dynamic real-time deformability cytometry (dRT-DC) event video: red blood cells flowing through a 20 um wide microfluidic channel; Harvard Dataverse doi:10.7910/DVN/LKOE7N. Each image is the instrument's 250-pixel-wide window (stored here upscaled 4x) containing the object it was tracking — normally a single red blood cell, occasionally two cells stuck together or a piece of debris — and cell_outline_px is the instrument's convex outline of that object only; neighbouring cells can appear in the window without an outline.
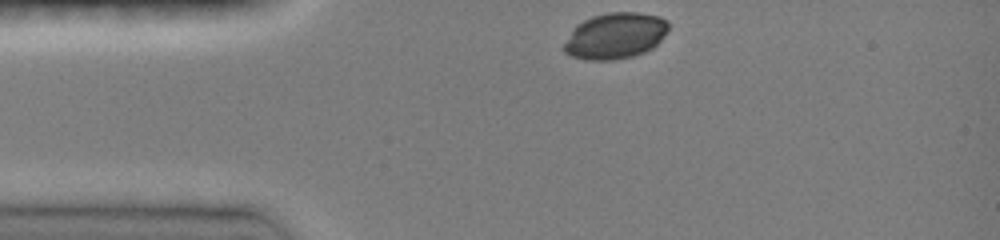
{"species": "common noctule bat (a hibernating species)", "species_latin": "Nyctalus noctula", "temperature_condition": "room temperature", "stored_images_in_passage": 3, "camera_frame_rate_fps": 3000, "um_per_image_px": 0.085, "animal": {"sex": "female", "body_mass_g": 19.0, "forearm_length_mm": 51.5}, "frame": {"image": 1, "passage_image": 1, "time_ms": 0.0, "image_size_px": [1000, 240], "cell_outline_px": [[668, 28], [660, 40], [652, 48], [644, 52], [632, 56], [612, 60], [584, 60], [572, 56], [564, 52], [564, 44], [572, 28], [576, 24], [592, 16], [608, 12], [636, 12], [660, 16], [668, 20]], "centroid_in_image_um": [52.27, 3.03], "position_along_channel_um": 32.7, "area_um2": 28.09}}